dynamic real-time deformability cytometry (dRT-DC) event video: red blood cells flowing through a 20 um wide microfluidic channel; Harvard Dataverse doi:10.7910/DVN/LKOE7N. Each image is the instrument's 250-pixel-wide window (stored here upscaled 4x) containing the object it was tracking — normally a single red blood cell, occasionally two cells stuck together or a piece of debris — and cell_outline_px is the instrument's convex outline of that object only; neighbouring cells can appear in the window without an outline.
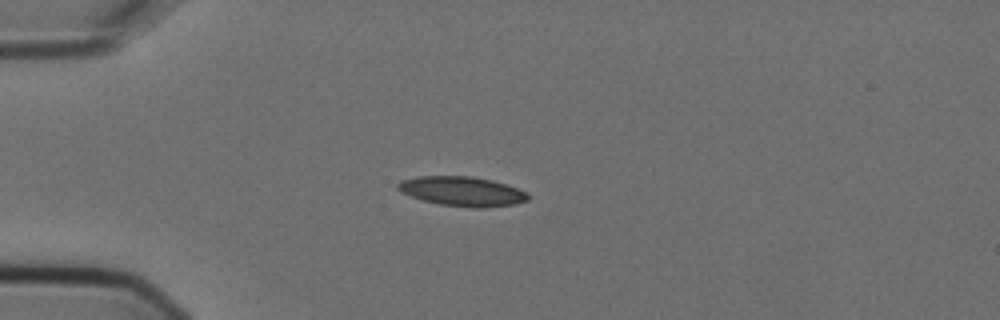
{"species": "Egyptian fruit bat (a non-hibernating species)", "species_latin": "Rousettus aegyptiacus", "temperature_condition": "cold", "stored_images_in_passage": 5, "camera_frame_rate_fps": 3000, "um_per_image_px": 0.085, "animal": {"sex": "female"}, "frame": {"image": 1, "passage_image": 3, "time_ms": 0.667, "image_size_px": [1000, 320], "cell_outline_px": [[528, 200], [516, 204], [484, 208], [472, 208], [440, 204], [424, 200], [400, 192], [396, 188], [396, 184], [400, 180], [420, 176], [472, 176], [492, 180], [528, 192]], "centroid_in_image_um": [39.28, 16.26], "position_along_channel_um": 45.7, "area_um2": 22.43}}
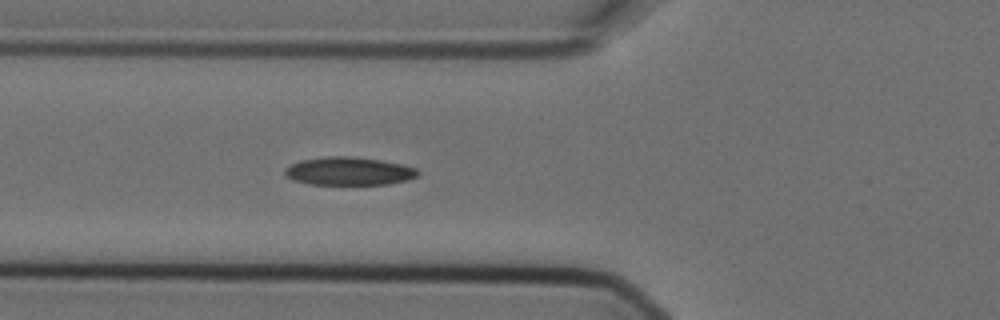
{"frame": {"image": 2, "passage_image": 5, "time_ms": 1.333, "image_size_px": [1000, 320], "cell_outline_px": [[420, 172], [416, 176], [408, 180], [388, 184], [308, 184], [292, 180], [284, 176], [284, 168], [300, 160], [328, 156], [352, 156], [380, 160], [400, 164], [416, 168]], "centroid_in_image_um": [29.61, 14.55], "position_along_channel_um": 96.2, "area_um2": 21.85}}